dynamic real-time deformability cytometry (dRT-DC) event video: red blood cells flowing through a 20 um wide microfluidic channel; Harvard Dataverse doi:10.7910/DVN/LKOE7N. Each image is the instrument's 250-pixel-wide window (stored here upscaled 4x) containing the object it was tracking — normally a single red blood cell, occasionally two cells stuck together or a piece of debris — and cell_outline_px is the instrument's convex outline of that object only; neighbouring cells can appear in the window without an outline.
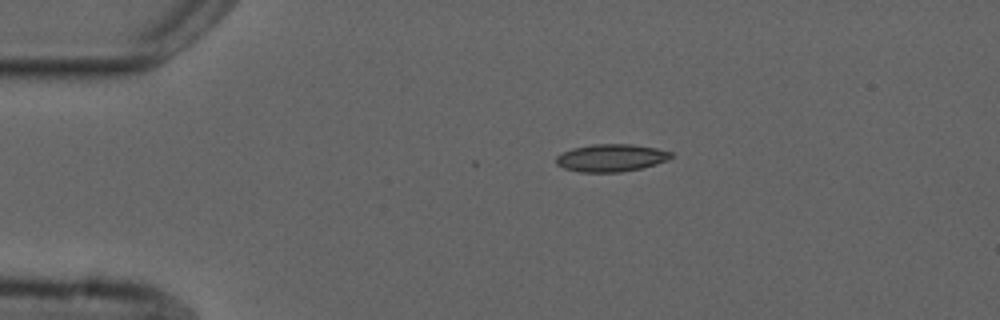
{"species": "common noctule bat (a hibernating species)", "species_latin": "Nyctalus noctula", "temperature_condition": "cold", "stored_images_in_passage": 3, "camera_frame_rate_fps": 3000, "um_per_image_px": 0.085, "animal": {"sex": "male", "forearm_length_mm": 52.5}, "frame": {"image": 1, "passage_image": 1, "time_ms": 0.0, "image_size_px": [1000, 320], "cell_outline_px": [[672, 156], [668, 160], [656, 164], [640, 168], [620, 172], [580, 172], [564, 168], [556, 164], [556, 156], [572, 148], [592, 144], [632, 144], [656, 148], [672, 152]], "centroid_in_image_um": [51.94, 13.41], "position_along_channel_um": 33.1, "area_um2": 18.38}}